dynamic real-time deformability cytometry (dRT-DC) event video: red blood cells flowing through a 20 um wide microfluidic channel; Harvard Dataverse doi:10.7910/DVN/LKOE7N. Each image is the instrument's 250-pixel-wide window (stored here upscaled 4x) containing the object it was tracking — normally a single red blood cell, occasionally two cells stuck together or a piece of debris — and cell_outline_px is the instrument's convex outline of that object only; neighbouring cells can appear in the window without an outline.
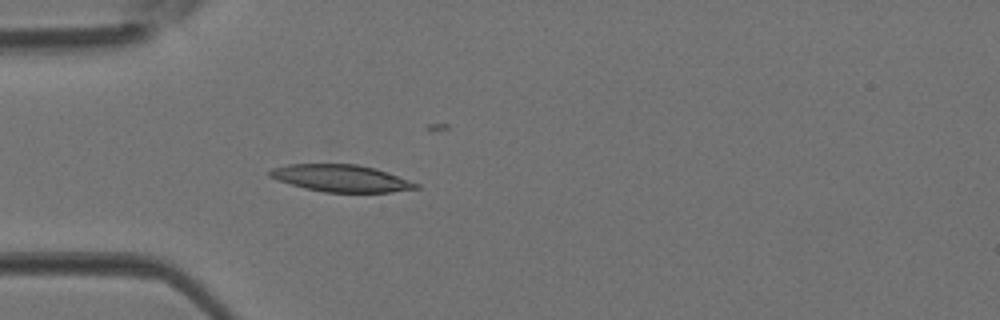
{"species": "Egyptian fruit bat (a non-hibernating species)", "species_latin": "Rousettus aegyptiacus", "temperature_condition": "room temperature", "stored_images_in_passage": 4, "camera_frame_rate_fps": 3000, "um_per_image_px": 0.085, "animal": {"sex": "female"}, "frame": {"image": 1, "passage_image": 4, "time_ms": 1.0, "image_size_px": [1000, 320], "cell_outline_px": [[420, 188], [392, 192], [324, 192], [304, 188], [268, 176], [268, 172], [272, 168], [288, 164], [356, 164], [376, 168], [388, 172], [420, 184]], "centroid_in_image_um": [29.03, 15.15], "position_along_channel_um": 56.0, "area_um2": 23.0}}